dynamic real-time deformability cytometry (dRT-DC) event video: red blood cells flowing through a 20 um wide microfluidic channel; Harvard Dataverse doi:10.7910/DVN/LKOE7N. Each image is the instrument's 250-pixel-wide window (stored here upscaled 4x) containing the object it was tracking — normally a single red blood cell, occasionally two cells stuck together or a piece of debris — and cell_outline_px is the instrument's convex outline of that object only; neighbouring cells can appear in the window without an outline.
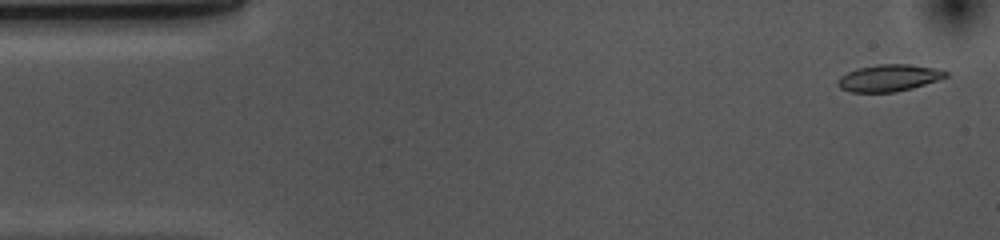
{"species": "common noctule bat (a hibernating species)", "species_latin": "Nyctalus noctula", "temperature_condition": "cold", "stored_images_in_passage": 53, "camera_frame_rate_fps": 3000, "um_per_image_px": 0.085, "animal": {"sex": "female", "body_mass_g": 10.0, "forearm_length_mm": 53.1}, "frame": {"image": 1, "passage_image": 2, "time_ms": 0.333, "image_size_px": [1000, 240], "cell_outline_px": [[948, 76], [912, 88], [896, 92], [848, 92], [840, 88], [836, 84], [836, 80], [840, 76], [856, 68], [880, 64], [908, 64], [936, 68], [948, 72]], "centroid_in_image_um": [75.5, 6.62], "position_along_channel_um": 9.5, "area_um2": 16.94}}
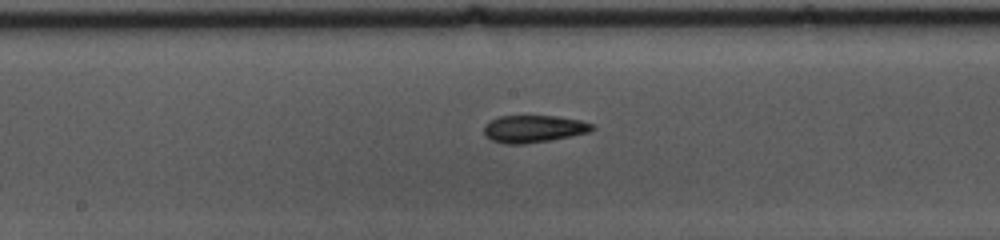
{"frame": {"image": 2, "passage_image": 26, "time_ms": 8.333, "image_size_px": [1000, 240], "cell_outline_px": [[596, 128], [592, 132], [552, 140], [524, 144], [504, 144], [492, 140], [484, 132], [484, 124], [500, 116], [556, 116], [580, 120], [596, 124]], "centroid_in_image_um": [45.44, 10.95], "position_along_channel_um": 202.8, "area_um2": 17.4}}
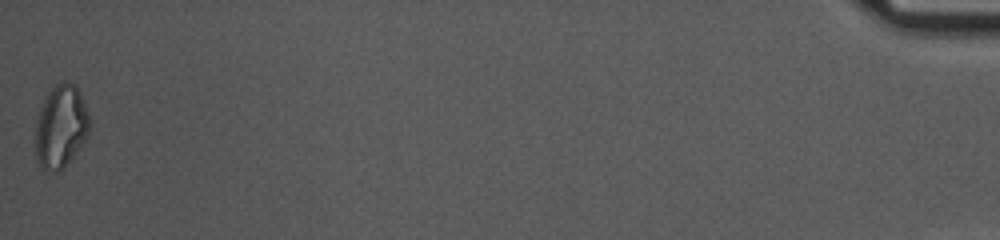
{"frame": {"image": 3, "passage_image": 53, "time_ms": 17.333, "image_size_px": [1000, 240], "cell_outline_px": [[88, 136], [64, 168], [60, 172], [48, 172], [40, 168], [36, 160], [36, 120], [44, 100], [48, 92], [56, 84], [64, 80], [76, 84], [80, 92], [88, 112]], "centroid_in_image_um": [5.16, 10.78], "position_along_channel_um": 430.0, "area_um2": 26.24}, "authors_computed_cell_mechanics": {"area_um2": 17.2244, "velocity_mm_per_s": 3.6787, "shape_relaxation_time_tau1_ms": 5.1569, "shape_relaxation_time_tau2_ms": 4.4175, "deformation_change_tau1": 0.1424, "deformation_change_tau2": 0.122}}